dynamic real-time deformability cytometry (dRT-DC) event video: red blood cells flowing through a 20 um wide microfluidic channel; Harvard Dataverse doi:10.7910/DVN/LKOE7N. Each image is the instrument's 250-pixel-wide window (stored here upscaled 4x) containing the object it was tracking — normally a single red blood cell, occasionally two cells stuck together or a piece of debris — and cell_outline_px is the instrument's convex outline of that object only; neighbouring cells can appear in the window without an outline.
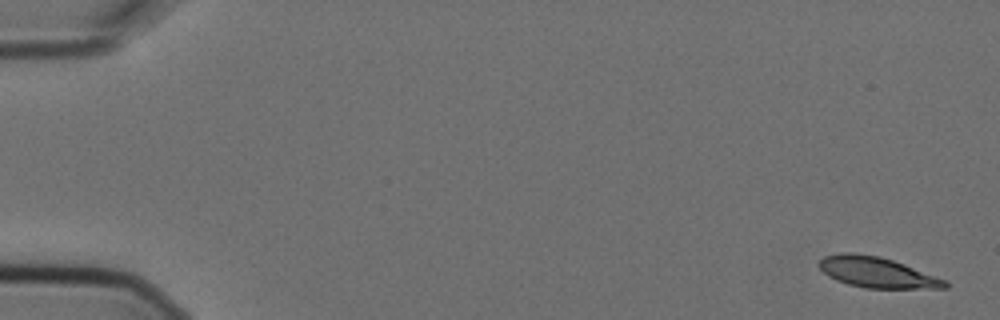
{"species": "Egyptian fruit bat (a non-hibernating species)", "species_latin": "Rousettus aegyptiacus", "temperature_condition": "cold", "stored_images_in_passage": 5, "camera_frame_rate_fps": 3000, "um_per_image_px": 0.085, "animal": {"sex": "female"}, "frame": {"image": 1, "passage_image": 1, "time_ms": 0.0, "image_size_px": [1000, 320], "cell_outline_px": [[948, 288], [864, 288], [848, 284], [836, 280], [828, 276], [816, 264], [824, 256], [840, 252], [852, 252], [880, 256], [904, 264], [948, 280]], "centroid_in_image_um": [74.53, 23.14], "position_along_channel_um": 10.5, "area_um2": 22.6}}
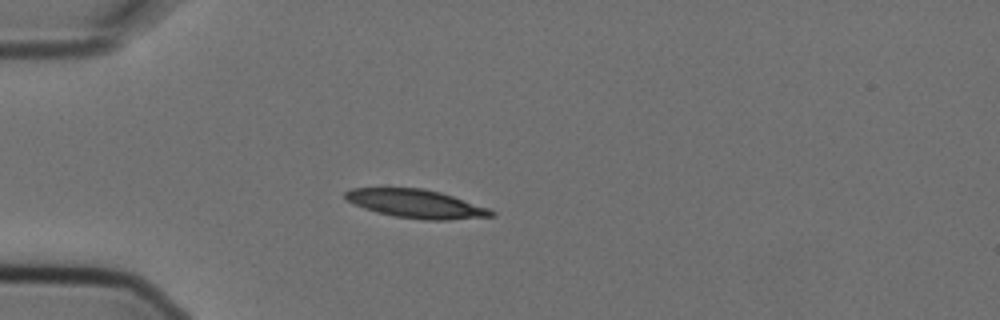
{"frame": {"image": 2, "passage_image": 5, "time_ms": 1.333, "image_size_px": [1000, 320], "cell_outline_px": [[496, 216], [448, 220], [424, 220], [396, 216], [376, 212], [352, 204], [344, 196], [344, 192], [352, 188], [424, 188], [440, 192], [488, 208], [496, 212]], "centroid_in_image_um": [35.37, 17.32], "position_along_channel_um": 49.6, "area_um2": 24.16}}